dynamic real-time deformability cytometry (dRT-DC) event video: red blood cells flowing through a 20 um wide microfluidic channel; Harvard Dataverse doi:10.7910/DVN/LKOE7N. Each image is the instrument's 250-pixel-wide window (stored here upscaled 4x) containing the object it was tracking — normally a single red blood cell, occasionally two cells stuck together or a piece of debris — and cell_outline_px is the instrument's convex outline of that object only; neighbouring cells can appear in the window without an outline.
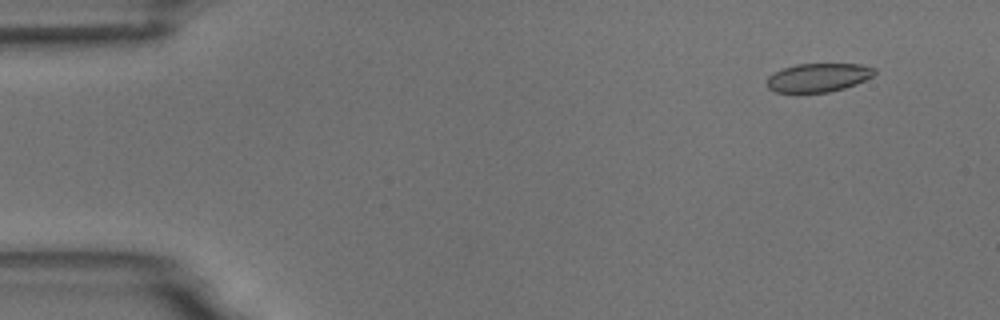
{"species": "common noctule bat (a hibernating species)", "species_latin": "Nyctalus noctula", "temperature_condition": "room temperature", "stored_images_in_passage": 5, "camera_frame_rate_fps": 3000, "um_per_image_px": 0.085, "animal": {"sex": "male", "body_mass_g": 18.8}, "frame": {"image": 1, "passage_image": 1, "time_ms": 0.0, "image_size_px": [1000, 320], "cell_outline_px": [[876, 72], [872, 76], [856, 84], [844, 88], [828, 92], [776, 92], [768, 88], [768, 76], [784, 68], [796, 64], [860, 64], [876, 68]], "centroid_in_image_um": [69.58, 6.59], "position_along_channel_um": 15.4, "area_um2": 17.74}}